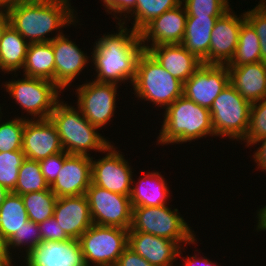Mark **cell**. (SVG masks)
Wrapping results in <instances>:
<instances>
[{
    "label": "cell",
    "mask_w": 266,
    "mask_h": 266,
    "mask_svg": "<svg viewBox=\"0 0 266 266\" xmlns=\"http://www.w3.org/2000/svg\"><path fill=\"white\" fill-rule=\"evenodd\" d=\"M121 20L118 34H104L96 41L91 55L97 72L95 81L117 84L130 80L132 84L136 76L137 62L145 49L140 34L128 31Z\"/></svg>",
    "instance_id": "cell-1"
},
{
    "label": "cell",
    "mask_w": 266,
    "mask_h": 266,
    "mask_svg": "<svg viewBox=\"0 0 266 266\" xmlns=\"http://www.w3.org/2000/svg\"><path fill=\"white\" fill-rule=\"evenodd\" d=\"M9 24L29 43L51 42L55 37L45 35L68 24H75L74 11L61 0L14 1L3 6Z\"/></svg>",
    "instance_id": "cell-2"
},
{
    "label": "cell",
    "mask_w": 266,
    "mask_h": 266,
    "mask_svg": "<svg viewBox=\"0 0 266 266\" xmlns=\"http://www.w3.org/2000/svg\"><path fill=\"white\" fill-rule=\"evenodd\" d=\"M164 113L162 129L157 140L159 144H181L207 137L206 135H215L210 110L184 95L169 105Z\"/></svg>",
    "instance_id": "cell-3"
},
{
    "label": "cell",
    "mask_w": 266,
    "mask_h": 266,
    "mask_svg": "<svg viewBox=\"0 0 266 266\" xmlns=\"http://www.w3.org/2000/svg\"><path fill=\"white\" fill-rule=\"evenodd\" d=\"M49 118L56 126L63 150L67 154L90 156L88 150L105 153L110 145L96 131L99 128L89 123L79 108L77 110L61 101L56 104Z\"/></svg>",
    "instance_id": "cell-4"
},
{
    "label": "cell",
    "mask_w": 266,
    "mask_h": 266,
    "mask_svg": "<svg viewBox=\"0 0 266 266\" xmlns=\"http://www.w3.org/2000/svg\"><path fill=\"white\" fill-rule=\"evenodd\" d=\"M132 85L135 95L141 100L154 102L163 108L183 95V83L165 70L146 50L138 59Z\"/></svg>",
    "instance_id": "cell-5"
},
{
    "label": "cell",
    "mask_w": 266,
    "mask_h": 266,
    "mask_svg": "<svg viewBox=\"0 0 266 266\" xmlns=\"http://www.w3.org/2000/svg\"><path fill=\"white\" fill-rule=\"evenodd\" d=\"M186 221L180 217L177 209L171 210L166 205L157 207H133L129 231L150 233L171 241L191 244L196 236Z\"/></svg>",
    "instance_id": "cell-6"
},
{
    "label": "cell",
    "mask_w": 266,
    "mask_h": 266,
    "mask_svg": "<svg viewBox=\"0 0 266 266\" xmlns=\"http://www.w3.org/2000/svg\"><path fill=\"white\" fill-rule=\"evenodd\" d=\"M251 105L229 83L209 109L215 136L242 140L248 130Z\"/></svg>",
    "instance_id": "cell-7"
},
{
    "label": "cell",
    "mask_w": 266,
    "mask_h": 266,
    "mask_svg": "<svg viewBox=\"0 0 266 266\" xmlns=\"http://www.w3.org/2000/svg\"><path fill=\"white\" fill-rule=\"evenodd\" d=\"M129 230L92 224L78 239L86 266H115L128 247Z\"/></svg>",
    "instance_id": "cell-8"
},
{
    "label": "cell",
    "mask_w": 266,
    "mask_h": 266,
    "mask_svg": "<svg viewBox=\"0 0 266 266\" xmlns=\"http://www.w3.org/2000/svg\"><path fill=\"white\" fill-rule=\"evenodd\" d=\"M11 97L36 119H48L56 104L61 89L53 82L43 78L26 77L5 83Z\"/></svg>",
    "instance_id": "cell-9"
},
{
    "label": "cell",
    "mask_w": 266,
    "mask_h": 266,
    "mask_svg": "<svg viewBox=\"0 0 266 266\" xmlns=\"http://www.w3.org/2000/svg\"><path fill=\"white\" fill-rule=\"evenodd\" d=\"M85 195L93 224L130 229L133 207L129 196L113 193L92 183Z\"/></svg>",
    "instance_id": "cell-10"
},
{
    "label": "cell",
    "mask_w": 266,
    "mask_h": 266,
    "mask_svg": "<svg viewBox=\"0 0 266 266\" xmlns=\"http://www.w3.org/2000/svg\"><path fill=\"white\" fill-rule=\"evenodd\" d=\"M117 85L92 80L80 85L76 91L77 108L86 120L97 128L105 126L114 116Z\"/></svg>",
    "instance_id": "cell-11"
},
{
    "label": "cell",
    "mask_w": 266,
    "mask_h": 266,
    "mask_svg": "<svg viewBox=\"0 0 266 266\" xmlns=\"http://www.w3.org/2000/svg\"><path fill=\"white\" fill-rule=\"evenodd\" d=\"M230 83L227 65L202 64L183 83V95L196 104L211 108L213 101Z\"/></svg>",
    "instance_id": "cell-12"
},
{
    "label": "cell",
    "mask_w": 266,
    "mask_h": 266,
    "mask_svg": "<svg viewBox=\"0 0 266 266\" xmlns=\"http://www.w3.org/2000/svg\"><path fill=\"white\" fill-rule=\"evenodd\" d=\"M106 151L108 153L102 159L94 161L92 158V184L113 193L130 196L131 185L135 182L131 166L111 143Z\"/></svg>",
    "instance_id": "cell-13"
},
{
    "label": "cell",
    "mask_w": 266,
    "mask_h": 266,
    "mask_svg": "<svg viewBox=\"0 0 266 266\" xmlns=\"http://www.w3.org/2000/svg\"><path fill=\"white\" fill-rule=\"evenodd\" d=\"M22 151L26 158L36 161L64 151L56 126L50 118H25Z\"/></svg>",
    "instance_id": "cell-14"
},
{
    "label": "cell",
    "mask_w": 266,
    "mask_h": 266,
    "mask_svg": "<svg viewBox=\"0 0 266 266\" xmlns=\"http://www.w3.org/2000/svg\"><path fill=\"white\" fill-rule=\"evenodd\" d=\"M245 20V14L237 17L230 9L216 20L209 45V64L227 65L231 61Z\"/></svg>",
    "instance_id": "cell-15"
},
{
    "label": "cell",
    "mask_w": 266,
    "mask_h": 266,
    "mask_svg": "<svg viewBox=\"0 0 266 266\" xmlns=\"http://www.w3.org/2000/svg\"><path fill=\"white\" fill-rule=\"evenodd\" d=\"M92 157L69 155L50 186V190L59 197L85 195L92 183Z\"/></svg>",
    "instance_id": "cell-16"
},
{
    "label": "cell",
    "mask_w": 266,
    "mask_h": 266,
    "mask_svg": "<svg viewBox=\"0 0 266 266\" xmlns=\"http://www.w3.org/2000/svg\"><path fill=\"white\" fill-rule=\"evenodd\" d=\"M187 13L182 3L154 18L140 32L143 46L151 41V46L181 44L186 27Z\"/></svg>",
    "instance_id": "cell-17"
},
{
    "label": "cell",
    "mask_w": 266,
    "mask_h": 266,
    "mask_svg": "<svg viewBox=\"0 0 266 266\" xmlns=\"http://www.w3.org/2000/svg\"><path fill=\"white\" fill-rule=\"evenodd\" d=\"M26 266H86L78 240L42 242L25 255Z\"/></svg>",
    "instance_id": "cell-18"
},
{
    "label": "cell",
    "mask_w": 266,
    "mask_h": 266,
    "mask_svg": "<svg viewBox=\"0 0 266 266\" xmlns=\"http://www.w3.org/2000/svg\"><path fill=\"white\" fill-rule=\"evenodd\" d=\"M53 217L65 234L73 240H78L93 224L86 195L57 198Z\"/></svg>",
    "instance_id": "cell-19"
},
{
    "label": "cell",
    "mask_w": 266,
    "mask_h": 266,
    "mask_svg": "<svg viewBox=\"0 0 266 266\" xmlns=\"http://www.w3.org/2000/svg\"><path fill=\"white\" fill-rule=\"evenodd\" d=\"M128 247L155 266H173L182 254L176 241L138 231H129Z\"/></svg>",
    "instance_id": "cell-20"
},
{
    "label": "cell",
    "mask_w": 266,
    "mask_h": 266,
    "mask_svg": "<svg viewBox=\"0 0 266 266\" xmlns=\"http://www.w3.org/2000/svg\"><path fill=\"white\" fill-rule=\"evenodd\" d=\"M55 58V84L64 90L88 64V57L65 35L52 41Z\"/></svg>",
    "instance_id": "cell-21"
},
{
    "label": "cell",
    "mask_w": 266,
    "mask_h": 266,
    "mask_svg": "<svg viewBox=\"0 0 266 266\" xmlns=\"http://www.w3.org/2000/svg\"><path fill=\"white\" fill-rule=\"evenodd\" d=\"M143 47L165 70L182 83L187 81L203 64L182 44H164L151 47L146 44Z\"/></svg>",
    "instance_id": "cell-22"
},
{
    "label": "cell",
    "mask_w": 266,
    "mask_h": 266,
    "mask_svg": "<svg viewBox=\"0 0 266 266\" xmlns=\"http://www.w3.org/2000/svg\"><path fill=\"white\" fill-rule=\"evenodd\" d=\"M230 84L247 101L254 103L266 98V63L257 62L228 66Z\"/></svg>",
    "instance_id": "cell-23"
},
{
    "label": "cell",
    "mask_w": 266,
    "mask_h": 266,
    "mask_svg": "<svg viewBox=\"0 0 266 266\" xmlns=\"http://www.w3.org/2000/svg\"><path fill=\"white\" fill-rule=\"evenodd\" d=\"M221 16H187L182 45L203 64H209V45L216 20Z\"/></svg>",
    "instance_id": "cell-24"
},
{
    "label": "cell",
    "mask_w": 266,
    "mask_h": 266,
    "mask_svg": "<svg viewBox=\"0 0 266 266\" xmlns=\"http://www.w3.org/2000/svg\"><path fill=\"white\" fill-rule=\"evenodd\" d=\"M131 187L130 201L132 207H157L167 204L169 188L159 172H148ZM139 183V184H138Z\"/></svg>",
    "instance_id": "cell-25"
},
{
    "label": "cell",
    "mask_w": 266,
    "mask_h": 266,
    "mask_svg": "<svg viewBox=\"0 0 266 266\" xmlns=\"http://www.w3.org/2000/svg\"><path fill=\"white\" fill-rule=\"evenodd\" d=\"M24 76L43 78L55 83V58L51 42L29 43Z\"/></svg>",
    "instance_id": "cell-26"
},
{
    "label": "cell",
    "mask_w": 266,
    "mask_h": 266,
    "mask_svg": "<svg viewBox=\"0 0 266 266\" xmlns=\"http://www.w3.org/2000/svg\"><path fill=\"white\" fill-rule=\"evenodd\" d=\"M29 42L10 24L0 38V69L4 72H16L22 69Z\"/></svg>",
    "instance_id": "cell-27"
},
{
    "label": "cell",
    "mask_w": 266,
    "mask_h": 266,
    "mask_svg": "<svg viewBox=\"0 0 266 266\" xmlns=\"http://www.w3.org/2000/svg\"><path fill=\"white\" fill-rule=\"evenodd\" d=\"M21 195L10 192L0 206V238L6 243L28 221Z\"/></svg>",
    "instance_id": "cell-28"
},
{
    "label": "cell",
    "mask_w": 266,
    "mask_h": 266,
    "mask_svg": "<svg viewBox=\"0 0 266 266\" xmlns=\"http://www.w3.org/2000/svg\"><path fill=\"white\" fill-rule=\"evenodd\" d=\"M259 38L252 25L245 20L239 32V40L233 58L227 66H240L261 61Z\"/></svg>",
    "instance_id": "cell-29"
},
{
    "label": "cell",
    "mask_w": 266,
    "mask_h": 266,
    "mask_svg": "<svg viewBox=\"0 0 266 266\" xmlns=\"http://www.w3.org/2000/svg\"><path fill=\"white\" fill-rule=\"evenodd\" d=\"M28 219L40 224L54 214L57 196L49 189L21 195Z\"/></svg>",
    "instance_id": "cell-30"
},
{
    "label": "cell",
    "mask_w": 266,
    "mask_h": 266,
    "mask_svg": "<svg viewBox=\"0 0 266 266\" xmlns=\"http://www.w3.org/2000/svg\"><path fill=\"white\" fill-rule=\"evenodd\" d=\"M182 0H136V6L131 15L134 16L133 29L140 32L154 18L162 15L164 12L180 5Z\"/></svg>",
    "instance_id": "cell-31"
},
{
    "label": "cell",
    "mask_w": 266,
    "mask_h": 266,
    "mask_svg": "<svg viewBox=\"0 0 266 266\" xmlns=\"http://www.w3.org/2000/svg\"><path fill=\"white\" fill-rule=\"evenodd\" d=\"M49 189L50 186L41 172L39 162L25 158L19 168L18 180L12 193L23 195L29 192H39Z\"/></svg>",
    "instance_id": "cell-32"
},
{
    "label": "cell",
    "mask_w": 266,
    "mask_h": 266,
    "mask_svg": "<svg viewBox=\"0 0 266 266\" xmlns=\"http://www.w3.org/2000/svg\"><path fill=\"white\" fill-rule=\"evenodd\" d=\"M23 151L0 152V185L12 192L19 176V168L25 160Z\"/></svg>",
    "instance_id": "cell-33"
},
{
    "label": "cell",
    "mask_w": 266,
    "mask_h": 266,
    "mask_svg": "<svg viewBox=\"0 0 266 266\" xmlns=\"http://www.w3.org/2000/svg\"><path fill=\"white\" fill-rule=\"evenodd\" d=\"M25 118L0 123V152L22 151Z\"/></svg>",
    "instance_id": "cell-34"
},
{
    "label": "cell",
    "mask_w": 266,
    "mask_h": 266,
    "mask_svg": "<svg viewBox=\"0 0 266 266\" xmlns=\"http://www.w3.org/2000/svg\"><path fill=\"white\" fill-rule=\"evenodd\" d=\"M266 136V98L251 105L248 130L242 139L247 146H252ZM252 144V145H251Z\"/></svg>",
    "instance_id": "cell-35"
},
{
    "label": "cell",
    "mask_w": 266,
    "mask_h": 266,
    "mask_svg": "<svg viewBox=\"0 0 266 266\" xmlns=\"http://www.w3.org/2000/svg\"><path fill=\"white\" fill-rule=\"evenodd\" d=\"M187 16H222L231 9L228 0H182ZM185 3V4H184Z\"/></svg>",
    "instance_id": "cell-36"
},
{
    "label": "cell",
    "mask_w": 266,
    "mask_h": 266,
    "mask_svg": "<svg viewBox=\"0 0 266 266\" xmlns=\"http://www.w3.org/2000/svg\"><path fill=\"white\" fill-rule=\"evenodd\" d=\"M27 245L26 254L37 248L41 244V235L38 224L28 220L19 231H17L6 243L5 247L10 250L11 247H22ZM22 245V246H20ZM10 248V249H9Z\"/></svg>",
    "instance_id": "cell-37"
},
{
    "label": "cell",
    "mask_w": 266,
    "mask_h": 266,
    "mask_svg": "<svg viewBox=\"0 0 266 266\" xmlns=\"http://www.w3.org/2000/svg\"><path fill=\"white\" fill-rule=\"evenodd\" d=\"M264 1L265 0H261L256 7L244 14L246 20L255 29L259 38L261 62L266 63V3Z\"/></svg>",
    "instance_id": "cell-38"
},
{
    "label": "cell",
    "mask_w": 266,
    "mask_h": 266,
    "mask_svg": "<svg viewBox=\"0 0 266 266\" xmlns=\"http://www.w3.org/2000/svg\"><path fill=\"white\" fill-rule=\"evenodd\" d=\"M69 155L70 154L63 151L38 161L41 172L49 186H51L57 179V175L63 167L64 160Z\"/></svg>",
    "instance_id": "cell-39"
},
{
    "label": "cell",
    "mask_w": 266,
    "mask_h": 266,
    "mask_svg": "<svg viewBox=\"0 0 266 266\" xmlns=\"http://www.w3.org/2000/svg\"><path fill=\"white\" fill-rule=\"evenodd\" d=\"M38 226L41 235V243L70 240L53 216L38 224Z\"/></svg>",
    "instance_id": "cell-40"
},
{
    "label": "cell",
    "mask_w": 266,
    "mask_h": 266,
    "mask_svg": "<svg viewBox=\"0 0 266 266\" xmlns=\"http://www.w3.org/2000/svg\"><path fill=\"white\" fill-rule=\"evenodd\" d=\"M115 266H155L127 247L118 259Z\"/></svg>",
    "instance_id": "cell-41"
},
{
    "label": "cell",
    "mask_w": 266,
    "mask_h": 266,
    "mask_svg": "<svg viewBox=\"0 0 266 266\" xmlns=\"http://www.w3.org/2000/svg\"><path fill=\"white\" fill-rule=\"evenodd\" d=\"M108 13H131L136 6V0H103Z\"/></svg>",
    "instance_id": "cell-42"
},
{
    "label": "cell",
    "mask_w": 266,
    "mask_h": 266,
    "mask_svg": "<svg viewBox=\"0 0 266 266\" xmlns=\"http://www.w3.org/2000/svg\"><path fill=\"white\" fill-rule=\"evenodd\" d=\"M257 142L258 143L260 142L261 146L260 148H258V150L253 155V158L255 162L258 163L257 164L258 168L262 169V171L264 170L266 171V136L256 141L255 144H257Z\"/></svg>",
    "instance_id": "cell-43"
},
{
    "label": "cell",
    "mask_w": 266,
    "mask_h": 266,
    "mask_svg": "<svg viewBox=\"0 0 266 266\" xmlns=\"http://www.w3.org/2000/svg\"><path fill=\"white\" fill-rule=\"evenodd\" d=\"M182 260L185 261L184 266H218L217 264L215 265L212 263V261H209L207 258H198L195 256L192 257H186L183 258Z\"/></svg>",
    "instance_id": "cell-44"
},
{
    "label": "cell",
    "mask_w": 266,
    "mask_h": 266,
    "mask_svg": "<svg viewBox=\"0 0 266 266\" xmlns=\"http://www.w3.org/2000/svg\"><path fill=\"white\" fill-rule=\"evenodd\" d=\"M11 254V255H10ZM12 253L8 250L5 245L0 249V266H13L11 258Z\"/></svg>",
    "instance_id": "cell-45"
},
{
    "label": "cell",
    "mask_w": 266,
    "mask_h": 266,
    "mask_svg": "<svg viewBox=\"0 0 266 266\" xmlns=\"http://www.w3.org/2000/svg\"><path fill=\"white\" fill-rule=\"evenodd\" d=\"M9 25V17L4 7H0V38L6 27Z\"/></svg>",
    "instance_id": "cell-46"
},
{
    "label": "cell",
    "mask_w": 266,
    "mask_h": 266,
    "mask_svg": "<svg viewBox=\"0 0 266 266\" xmlns=\"http://www.w3.org/2000/svg\"><path fill=\"white\" fill-rule=\"evenodd\" d=\"M10 194V191L4 186L0 185V206L3 204L5 198Z\"/></svg>",
    "instance_id": "cell-47"
},
{
    "label": "cell",
    "mask_w": 266,
    "mask_h": 266,
    "mask_svg": "<svg viewBox=\"0 0 266 266\" xmlns=\"http://www.w3.org/2000/svg\"><path fill=\"white\" fill-rule=\"evenodd\" d=\"M14 1H24V0H0V6H5L8 3L14 2Z\"/></svg>",
    "instance_id": "cell-48"
},
{
    "label": "cell",
    "mask_w": 266,
    "mask_h": 266,
    "mask_svg": "<svg viewBox=\"0 0 266 266\" xmlns=\"http://www.w3.org/2000/svg\"><path fill=\"white\" fill-rule=\"evenodd\" d=\"M64 4H66L68 7H71L68 0H61Z\"/></svg>",
    "instance_id": "cell-49"
},
{
    "label": "cell",
    "mask_w": 266,
    "mask_h": 266,
    "mask_svg": "<svg viewBox=\"0 0 266 266\" xmlns=\"http://www.w3.org/2000/svg\"><path fill=\"white\" fill-rule=\"evenodd\" d=\"M5 245V243L0 238V249Z\"/></svg>",
    "instance_id": "cell-50"
}]
</instances>
